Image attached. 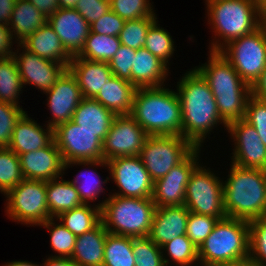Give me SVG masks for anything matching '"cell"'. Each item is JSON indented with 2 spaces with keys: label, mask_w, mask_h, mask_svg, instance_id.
Here are the masks:
<instances>
[{
  "label": "cell",
  "mask_w": 266,
  "mask_h": 266,
  "mask_svg": "<svg viewBox=\"0 0 266 266\" xmlns=\"http://www.w3.org/2000/svg\"><path fill=\"white\" fill-rule=\"evenodd\" d=\"M177 94L181 103V136L195 148H200L203 140L220 122L227 124L219 115L216 100L207 80L196 69L187 71L177 82Z\"/></svg>",
  "instance_id": "6da1fadb"
},
{
  "label": "cell",
  "mask_w": 266,
  "mask_h": 266,
  "mask_svg": "<svg viewBox=\"0 0 266 266\" xmlns=\"http://www.w3.org/2000/svg\"><path fill=\"white\" fill-rule=\"evenodd\" d=\"M207 80L222 120L228 125L244 119L251 87L219 52L210 51L208 63L196 68Z\"/></svg>",
  "instance_id": "7a4b0ae2"
},
{
  "label": "cell",
  "mask_w": 266,
  "mask_h": 266,
  "mask_svg": "<svg viewBox=\"0 0 266 266\" xmlns=\"http://www.w3.org/2000/svg\"><path fill=\"white\" fill-rule=\"evenodd\" d=\"M224 182L223 205L227 217L251 221L266 216V170L232 163Z\"/></svg>",
  "instance_id": "3957f363"
},
{
  "label": "cell",
  "mask_w": 266,
  "mask_h": 266,
  "mask_svg": "<svg viewBox=\"0 0 266 266\" xmlns=\"http://www.w3.org/2000/svg\"><path fill=\"white\" fill-rule=\"evenodd\" d=\"M130 116L149 136L181 135L180 99L169 88H137Z\"/></svg>",
  "instance_id": "277c9868"
},
{
  "label": "cell",
  "mask_w": 266,
  "mask_h": 266,
  "mask_svg": "<svg viewBox=\"0 0 266 266\" xmlns=\"http://www.w3.org/2000/svg\"><path fill=\"white\" fill-rule=\"evenodd\" d=\"M208 24L218 41L211 42L210 51H220L231 40L260 28V8L252 0H206ZM224 42L219 41L220 39ZM221 42V43H219Z\"/></svg>",
  "instance_id": "5b68a950"
},
{
  "label": "cell",
  "mask_w": 266,
  "mask_h": 266,
  "mask_svg": "<svg viewBox=\"0 0 266 266\" xmlns=\"http://www.w3.org/2000/svg\"><path fill=\"white\" fill-rule=\"evenodd\" d=\"M97 205L108 233L132 238L148 237L156 209L152 198L109 195Z\"/></svg>",
  "instance_id": "8992f818"
},
{
  "label": "cell",
  "mask_w": 266,
  "mask_h": 266,
  "mask_svg": "<svg viewBox=\"0 0 266 266\" xmlns=\"http://www.w3.org/2000/svg\"><path fill=\"white\" fill-rule=\"evenodd\" d=\"M249 257V221L226 217L218 220L198 248L201 266Z\"/></svg>",
  "instance_id": "52a82bcc"
},
{
  "label": "cell",
  "mask_w": 266,
  "mask_h": 266,
  "mask_svg": "<svg viewBox=\"0 0 266 266\" xmlns=\"http://www.w3.org/2000/svg\"><path fill=\"white\" fill-rule=\"evenodd\" d=\"M54 140L65 162L64 169L71 164L108 168L102 154L103 142L97 133L85 130L70 120L54 129Z\"/></svg>",
  "instance_id": "ba28073f"
},
{
  "label": "cell",
  "mask_w": 266,
  "mask_h": 266,
  "mask_svg": "<svg viewBox=\"0 0 266 266\" xmlns=\"http://www.w3.org/2000/svg\"><path fill=\"white\" fill-rule=\"evenodd\" d=\"M250 87L266 67V32L260 27L254 32L231 40L219 51Z\"/></svg>",
  "instance_id": "9c48e42d"
},
{
  "label": "cell",
  "mask_w": 266,
  "mask_h": 266,
  "mask_svg": "<svg viewBox=\"0 0 266 266\" xmlns=\"http://www.w3.org/2000/svg\"><path fill=\"white\" fill-rule=\"evenodd\" d=\"M195 147L181 135L148 136L138 155L151 179L168 174L181 163Z\"/></svg>",
  "instance_id": "30bf717a"
},
{
  "label": "cell",
  "mask_w": 266,
  "mask_h": 266,
  "mask_svg": "<svg viewBox=\"0 0 266 266\" xmlns=\"http://www.w3.org/2000/svg\"><path fill=\"white\" fill-rule=\"evenodd\" d=\"M209 169L197 166L185 191V206L189 212L208 215L218 220L227 217L223 205V182Z\"/></svg>",
  "instance_id": "8fae6325"
},
{
  "label": "cell",
  "mask_w": 266,
  "mask_h": 266,
  "mask_svg": "<svg viewBox=\"0 0 266 266\" xmlns=\"http://www.w3.org/2000/svg\"><path fill=\"white\" fill-rule=\"evenodd\" d=\"M6 198V213L15 221L36 226L49 219L45 181L24 178Z\"/></svg>",
  "instance_id": "7c38bea8"
},
{
  "label": "cell",
  "mask_w": 266,
  "mask_h": 266,
  "mask_svg": "<svg viewBox=\"0 0 266 266\" xmlns=\"http://www.w3.org/2000/svg\"><path fill=\"white\" fill-rule=\"evenodd\" d=\"M110 176L120 188L112 195L151 198L154 181L139 156L118 157L107 161Z\"/></svg>",
  "instance_id": "4fadbf2b"
},
{
  "label": "cell",
  "mask_w": 266,
  "mask_h": 266,
  "mask_svg": "<svg viewBox=\"0 0 266 266\" xmlns=\"http://www.w3.org/2000/svg\"><path fill=\"white\" fill-rule=\"evenodd\" d=\"M149 135L130 116H116L103 142V159L138 156Z\"/></svg>",
  "instance_id": "5bb4252c"
},
{
  "label": "cell",
  "mask_w": 266,
  "mask_h": 266,
  "mask_svg": "<svg viewBox=\"0 0 266 266\" xmlns=\"http://www.w3.org/2000/svg\"><path fill=\"white\" fill-rule=\"evenodd\" d=\"M200 148H195L181 163L174 166L165 176L154 181L152 200L157 207L182 206L185 191L193 170L200 164ZM198 157V158H197Z\"/></svg>",
  "instance_id": "9a60e30c"
},
{
  "label": "cell",
  "mask_w": 266,
  "mask_h": 266,
  "mask_svg": "<svg viewBox=\"0 0 266 266\" xmlns=\"http://www.w3.org/2000/svg\"><path fill=\"white\" fill-rule=\"evenodd\" d=\"M227 130L234 138L232 163L241 167L266 170V146L256 129L244 119L233 121Z\"/></svg>",
  "instance_id": "2e32d148"
},
{
  "label": "cell",
  "mask_w": 266,
  "mask_h": 266,
  "mask_svg": "<svg viewBox=\"0 0 266 266\" xmlns=\"http://www.w3.org/2000/svg\"><path fill=\"white\" fill-rule=\"evenodd\" d=\"M23 48V52L19 56L18 51L13 55L18 64L19 74L23 86L30 84L36 88L43 90V93L50 90L56 81L68 69L64 64L43 59L35 53Z\"/></svg>",
  "instance_id": "e0dca14e"
},
{
  "label": "cell",
  "mask_w": 266,
  "mask_h": 266,
  "mask_svg": "<svg viewBox=\"0 0 266 266\" xmlns=\"http://www.w3.org/2000/svg\"><path fill=\"white\" fill-rule=\"evenodd\" d=\"M48 96V107L53 115L48 126L55 129L59 124L68 122L81 100L84 98L76 78L67 69L54 86L45 92Z\"/></svg>",
  "instance_id": "ac0fdd59"
},
{
  "label": "cell",
  "mask_w": 266,
  "mask_h": 266,
  "mask_svg": "<svg viewBox=\"0 0 266 266\" xmlns=\"http://www.w3.org/2000/svg\"><path fill=\"white\" fill-rule=\"evenodd\" d=\"M19 158L21 172L25 179L47 182L61 178L64 174L65 162L55 140L36 151L21 154Z\"/></svg>",
  "instance_id": "d6986e66"
},
{
  "label": "cell",
  "mask_w": 266,
  "mask_h": 266,
  "mask_svg": "<svg viewBox=\"0 0 266 266\" xmlns=\"http://www.w3.org/2000/svg\"><path fill=\"white\" fill-rule=\"evenodd\" d=\"M67 52L77 56L90 33V24L75 9L59 8L48 18Z\"/></svg>",
  "instance_id": "ffe728a7"
},
{
  "label": "cell",
  "mask_w": 266,
  "mask_h": 266,
  "mask_svg": "<svg viewBox=\"0 0 266 266\" xmlns=\"http://www.w3.org/2000/svg\"><path fill=\"white\" fill-rule=\"evenodd\" d=\"M189 210L182 206H162L155 209L148 237L159 247L174 238L186 235Z\"/></svg>",
  "instance_id": "44dd1931"
},
{
  "label": "cell",
  "mask_w": 266,
  "mask_h": 266,
  "mask_svg": "<svg viewBox=\"0 0 266 266\" xmlns=\"http://www.w3.org/2000/svg\"><path fill=\"white\" fill-rule=\"evenodd\" d=\"M68 70L76 78L84 98H94L113 75L108 62L74 56Z\"/></svg>",
  "instance_id": "7402d4cb"
},
{
  "label": "cell",
  "mask_w": 266,
  "mask_h": 266,
  "mask_svg": "<svg viewBox=\"0 0 266 266\" xmlns=\"http://www.w3.org/2000/svg\"><path fill=\"white\" fill-rule=\"evenodd\" d=\"M54 140V129L42 128L25 113L17 122L8 145L16 155L36 151L48 146Z\"/></svg>",
  "instance_id": "603a6c76"
},
{
  "label": "cell",
  "mask_w": 266,
  "mask_h": 266,
  "mask_svg": "<svg viewBox=\"0 0 266 266\" xmlns=\"http://www.w3.org/2000/svg\"><path fill=\"white\" fill-rule=\"evenodd\" d=\"M20 44L41 58L62 63L67 68L73 58L48 21Z\"/></svg>",
  "instance_id": "cb8c5ba5"
},
{
  "label": "cell",
  "mask_w": 266,
  "mask_h": 266,
  "mask_svg": "<svg viewBox=\"0 0 266 266\" xmlns=\"http://www.w3.org/2000/svg\"><path fill=\"white\" fill-rule=\"evenodd\" d=\"M168 65L142 47L136 50L131 73L136 88L162 87L167 78Z\"/></svg>",
  "instance_id": "d4e9b609"
},
{
  "label": "cell",
  "mask_w": 266,
  "mask_h": 266,
  "mask_svg": "<svg viewBox=\"0 0 266 266\" xmlns=\"http://www.w3.org/2000/svg\"><path fill=\"white\" fill-rule=\"evenodd\" d=\"M116 115L94 98H83L74 111L71 121L81 128L97 133L104 142Z\"/></svg>",
  "instance_id": "484cf974"
},
{
  "label": "cell",
  "mask_w": 266,
  "mask_h": 266,
  "mask_svg": "<svg viewBox=\"0 0 266 266\" xmlns=\"http://www.w3.org/2000/svg\"><path fill=\"white\" fill-rule=\"evenodd\" d=\"M136 90L130 81L112 75L94 99L116 116L130 115Z\"/></svg>",
  "instance_id": "4316f807"
},
{
  "label": "cell",
  "mask_w": 266,
  "mask_h": 266,
  "mask_svg": "<svg viewBox=\"0 0 266 266\" xmlns=\"http://www.w3.org/2000/svg\"><path fill=\"white\" fill-rule=\"evenodd\" d=\"M107 233L100 222L92 230L77 236L71 259L78 266H103Z\"/></svg>",
  "instance_id": "83f0119b"
},
{
  "label": "cell",
  "mask_w": 266,
  "mask_h": 266,
  "mask_svg": "<svg viewBox=\"0 0 266 266\" xmlns=\"http://www.w3.org/2000/svg\"><path fill=\"white\" fill-rule=\"evenodd\" d=\"M47 21L48 18L29 0H16L8 26L12 29L11 32L15 36L14 38L19 41L17 43L20 44Z\"/></svg>",
  "instance_id": "f1b7e54d"
},
{
  "label": "cell",
  "mask_w": 266,
  "mask_h": 266,
  "mask_svg": "<svg viewBox=\"0 0 266 266\" xmlns=\"http://www.w3.org/2000/svg\"><path fill=\"white\" fill-rule=\"evenodd\" d=\"M46 182V200L49 208V218H55L61 213L83 205L76 186L63 177Z\"/></svg>",
  "instance_id": "f546056e"
},
{
  "label": "cell",
  "mask_w": 266,
  "mask_h": 266,
  "mask_svg": "<svg viewBox=\"0 0 266 266\" xmlns=\"http://www.w3.org/2000/svg\"><path fill=\"white\" fill-rule=\"evenodd\" d=\"M56 218L77 237L92 230L101 222V209L98 205L92 208L90 204H83L61 213Z\"/></svg>",
  "instance_id": "4dcf8cb0"
},
{
  "label": "cell",
  "mask_w": 266,
  "mask_h": 266,
  "mask_svg": "<svg viewBox=\"0 0 266 266\" xmlns=\"http://www.w3.org/2000/svg\"><path fill=\"white\" fill-rule=\"evenodd\" d=\"M22 88L23 84L14 55L0 58V102L20 107L18 96Z\"/></svg>",
  "instance_id": "1f68e13d"
},
{
  "label": "cell",
  "mask_w": 266,
  "mask_h": 266,
  "mask_svg": "<svg viewBox=\"0 0 266 266\" xmlns=\"http://www.w3.org/2000/svg\"><path fill=\"white\" fill-rule=\"evenodd\" d=\"M120 46L121 43L118 36L90 32L77 57L109 63Z\"/></svg>",
  "instance_id": "d6a6232c"
},
{
  "label": "cell",
  "mask_w": 266,
  "mask_h": 266,
  "mask_svg": "<svg viewBox=\"0 0 266 266\" xmlns=\"http://www.w3.org/2000/svg\"><path fill=\"white\" fill-rule=\"evenodd\" d=\"M103 266H135L132 237L107 233Z\"/></svg>",
  "instance_id": "836d02e7"
},
{
  "label": "cell",
  "mask_w": 266,
  "mask_h": 266,
  "mask_svg": "<svg viewBox=\"0 0 266 266\" xmlns=\"http://www.w3.org/2000/svg\"><path fill=\"white\" fill-rule=\"evenodd\" d=\"M23 179L19 156L8 147H0V192L6 195Z\"/></svg>",
  "instance_id": "e575fe53"
},
{
  "label": "cell",
  "mask_w": 266,
  "mask_h": 266,
  "mask_svg": "<svg viewBox=\"0 0 266 266\" xmlns=\"http://www.w3.org/2000/svg\"><path fill=\"white\" fill-rule=\"evenodd\" d=\"M135 266H168L169 259L163 256L161 247L149 237L132 238Z\"/></svg>",
  "instance_id": "d590c367"
},
{
  "label": "cell",
  "mask_w": 266,
  "mask_h": 266,
  "mask_svg": "<svg viewBox=\"0 0 266 266\" xmlns=\"http://www.w3.org/2000/svg\"><path fill=\"white\" fill-rule=\"evenodd\" d=\"M157 25L158 20L148 29L144 48L167 65L175 50L174 41L168 31Z\"/></svg>",
  "instance_id": "8d00e7d4"
},
{
  "label": "cell",
  "mask_w": 266,
  "mask_h": 266,
  "mask_svg": "<svg viewBox=\"0 0 266 266\" xmlns=\"http://www.w3.org/2000/svg\"><path fill=\"white\" fill-rule=\"evenodd\" d=\"M249 258L254 266H266V216L249 221Z\"/></svg>",
  "instance_id": "74e56055"
},
{
  "label": "cell",
  "mask_w": 266,
  "mask_h": 266,
  "mask_svg": "<svg viewBox=\"0 0 266 266\" xmlns=\"http://www.w3.org/2000/svg\"><path fill=\"white\" fill-rule=\"evenodd\" d=\"M156 19V17H145L136 20H126L118 36L120 43L136 50L144 47L147 31Z\"/></svg>",
  "instance_id": "f35d334b"
},
{
  "label": "cell",
  "mask_w": 266,
  "mask_h": 266,
  "mask_svg": "<svg viewBox=\"0 0 266 266\" xmlns=\"http://www.w3.org/2000/svg\"><path fill=\"white\" fill-rule=\"evenodd\" d=\"M39 226H43L50 231L51 247L59 253L58 256L54 255L52 257L71 258L77 237L61 223L55 224L54 218L47 219Z\"/></svg>",
  "instance_id": "ab89813d"
},
{
  "label": "cell",
  "mask_w": 266,
  "mask_h": 266,
  "mask_svg": "<svg viewBox=\"0 0 266 266\" xmlns=\"http://www.w3.org/2000/svg\"><path fill=\"white\" fill-rule=\"evenodd\" d=\"M161 250L167 251L170 259L179 266H190L198 262V247L187 235H181L163 244Z\"/></svg>",
  "instance_id": "60d3db41"
},
{
  "label": "cell",
  "mask_w": 266,
  "mask_h": 266,
  "mask_svg": "<svg viewBox=\"0 0 266 266\" xmlns=\"http://www.w3.org/2000/svg\"><path fill=\"white\" fill-rule=\"evenodd\" d=\"M110 8L122 19L136 20L145 17H156L149 0H109Z\"/></svg>",
  "instance_id": "b9f144b4"
},
{
  "label": "cell",
  "mask_w": 266,
  "mask_h": 266,
  "mask_svg": "<svg viewBox=\"0 0 266 266\" xmlns=\"http://www.w3.org/2000/svg\"><path fill=\"white\" fill-rule=\"evenodd\" d=\"M217 222L218 219L212 216L189 212L186 235L191 242L199 248L210 235Z\"/></svg>",
  "instance_id": "7bdbcfd3"
},
{
  "label": "cell",
  "mask_w": 266,
  "mask_h": 266,
  "mask_svg": "<svg viewBox=\"0 0 266 266\" xmlns=\"http://www.w3.org/2000/svg\"><path fill=\"white\" fill-rule=\"evenodd\" d=\"M25 113L22 107L0 102V147H8L12 132Z\"/></svg>",
  "instance_id": "ee69618b"
},
{
  "label": "cell",
  "mask_w": 266,
  "mask_h": 266,
  "mask_svg": "<svg viewBox=\"0 0 266 266\" xmlns=\"http://www.w3.org/2000/svg\"><path fill=\"white\" fill-rule=\"evenodd\" d=\"M244 120L256 129L262 143L266 146V101L250 95L246 104Z\"/></svg>",
  "instance_id": "f6af8a7d"
},
{
  "label": "cell",
  "mask_w": 266,
  "mask_h": 266,
  "mask_svg": "<svg viewBox=\"0 0 266 266\" xmlns=\"http://www.w3.org/2000/svg\"><path fill=\"white\" fill-rule=\"evenodd\" d=\"M97 175L98 174L95 173V171H92L90 174L80 173V176L77 175L74 180L70 181L76 186L77 192L83 204H89L92 200H96L101 191L104 190L102 189V184L109 181V177H107V180L105 179L104 181H100L99 179H96ZM79 177L83 179L81 180L82 182H79Z\"/></svg>",
  "instance_id": "bcb514c9"
},
{
  "label": "cell",
  "mask_w": 266,
  "mask_h": 266,
  "mask_svg": "<svg viewBox=\"0 0 266 266\" xmlns=\"http://www.w3.org/2000/svg\"><path fill=\"white\" fill-rule=\"evenodd\" d=\"M136 54V49H132L125 45L119 47L109 62L110 70L114 76L125 79L132 83L131 68Z\"/></svg>",
  "instance_id": "7dc6e473"
},
{
  "label": "cell",
  "mask_w": 266,
  "mask_h": 266,
  "mask_svg": "<svg viewBox=\"0 0 266 266\" xmlns=\"http://www.w3.org/2000/svg\"><path fill=\"white\" fill-rule=\"evenodd\" d=\"M124 23L125 20L110 9L109 12L101 16L97 21L90 24V32L100 35L119 36Z\"/></svg>",
  "instance_id": "c3c4849f"
},
{
  "label": "cell",
  "mask_w": 266,
  "mask_h": 266,
  "mask_svg": "<svg viewBox=\"0 0 266 266\" xmlns=\"http://www.w3.org/2000/svg\"><path fill=\"white\" fill-rule=\"evenodd\" d=\"M109 0H78L75 10L89 23L97 21L110 11Z\"/></svg>",
  "instance_id": "681fc988"
},
{
  "label": "cell",
  "mask_w": 266,
  "mask_h": 266,
  "mask_svg": "<svg viewBox=\"0 0 266 266\" xmlns=\"http://www.w3.org/2000/svg\"><path fill=\"white\" fill-rule=\"evenodd\" d=\"M13 39L14 36L9 26L0 24V58L13 56L15 53L11 50Z\"/></svg>",
  "instance_id": "f907efd6"
},
{
  "label": "cell",
  "mask_w": 266,
  "mask_h": 266,
  "mask_svg": "<svg viewBox=\"0 0 266 266\" xmlns=\"http://www.w3.org/2000/svg\"><path fill=\"white\" fill-rule=\"evenodd\" d=\"M45 17L49 18L59 9V0H29Z\"/></svg>",
  "instance_id": "816d5d0a"
},
{
  "label": "cell",
  "mask_w": 266,
  "mask_h": 266,
  "mask_svg": "<svg viewBox=\"0 0 266 266\" xmlns=\"http://www.w3.org/2000/svg\"><path fill=\"white\" fill-rule=\"evenodd\" d=\"M251 95L260 100L266 101V67L258 80L252 85Z\"/></svg>",
  "instance_id": "f5cc1de1"
},
{
  "label": "cell",
  "mask_w": 266,
  "mask_h": 266,
  "mask_svg": "<svg viewBox=\"0 0 266 266\" xmlns=\"http://www.w3.org/2000/svg\"><path fill=\"white\" fill-rule=\"evenodd\" d=\"M16 0H0V24L8 25Z\"/></svg>",
  "instance_id": "db71d44e"
},
{
  "label": "cell",
  "mask_w": 266,
  "mask_h": 266,
  "mask_svg": "<svg viewBox=\"0 0 266 266\" xmlns=\"http://www.w3.org/2000/svg\"><path fill=\"white\" fill-rule=\"evenodd\" d=\"M42 266H78L71 258L48 257Z\"/></svg>",
  "instance_id": "11a10c76"
},
{
  "label": "cell",
  "mask_w": 266,
  "mask_h": 266,
  "mask_svg": "<svg viewBox=\"0 0 266 266\" xmlns=\"http://www.w3.org/2000/svg\"><path fill=\"white\" fill-rule=\"evenodd\" d=\"M212 266H254L249 257L241 258L233 261L221 262Z\"/></svg>",
  "instance_id": "9f6ffc18"
},
{
  "label": "cell",
  "mask_w": 266,
  "mask_h": 266,
  "mask_svg": "<svg viewBox=\"0 0 266 266\" xmlns=\"http://www.w3.org/2000/svg\"><path fill=\"white\" fill-rule=\"evenodd\" d=\"M78 0H59V8L75 9Z\"/></svg>",
  "instance_id": "6f0895ef"
},
{
  "label": "cell",
  "mask_w": 266,
  "mask_h": 266,
  "mask_svg": "<svg viewBox=\"0 0 266 266\" xmlns=\"http://www.w3.org/2000/svg\"><path fill=\"white\" fill-rule=\"evenodd\" d=\"M260 27L266 32V4L260 7Z\"/></svg>",
  "instance_id": "680465c9"
},
{
  "label": "cell",
  "mask_w": 266,
  "mask_h": 266,
  "mask_svg": "<svg viewBox=\"0 0 266 266\" xmlns=\"http://www.w3.org/2000/svg\"><path fill=\"white\" fill-rule=\"evenodd\" d=\"M4 266H39L37 264H34L32 262H29V261H12L10 263H6ZM41 266V265H40Z\"/></svg>",
  "instance_id": "91938a15"
},
{
  "label": "cell",
  "mask_w": 266,
  "mask_h": 266,
  "mask_svg": "<svg viewBox=\"0 0 266 266\" xmlns=\"http://www.w3.org/2000/svg\"><path fill=\"white\" fill-rule=\"evenodd\" d=\"M255 2V4L260 8L262 7L264 4H266V0H252Z\"/></svg>",
  "instance_id": "94428289"
}]
</instances>
